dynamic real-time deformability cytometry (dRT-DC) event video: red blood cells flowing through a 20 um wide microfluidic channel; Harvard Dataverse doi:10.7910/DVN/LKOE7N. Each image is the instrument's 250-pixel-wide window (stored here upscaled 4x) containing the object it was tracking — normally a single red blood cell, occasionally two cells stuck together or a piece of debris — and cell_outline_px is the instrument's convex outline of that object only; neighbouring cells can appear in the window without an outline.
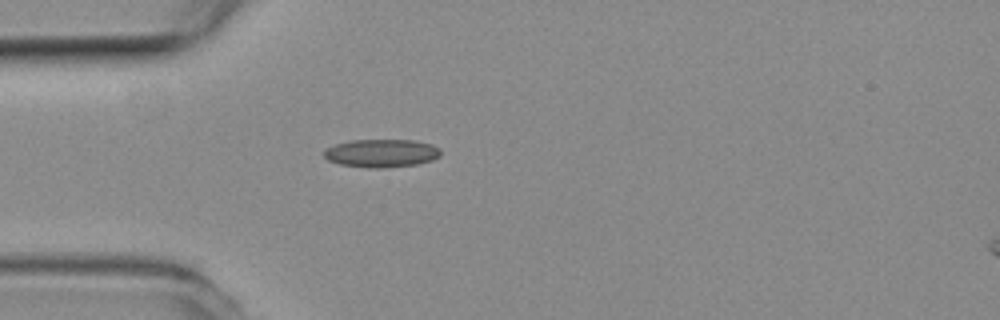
{"species": "common noctule bat (a hibernating species)", "species_latin": "Nyctalus noctula", "temperature_condition": "room temperature", "stored_images_in_passage": 34, "camera_frame_rate_fps": 3000, "um_per_image_px": 0.085, "animal": {"sex": "female", "body_mass_g": 19.3, "forearm_length_mm": 54.1}, "frame": {"image": 1, "passage_image": 1, "time_ms": 0.0, "image_size_px": [1000, 320], "cell_outline_px": [[440, 156], [432, 160], [416, 164], [384, 168], [368, 168], [340, 164], [328, 160], [324, 156], [324, 148], [336, 144], [352, 140], [412, 140], [432, 144], [440, 148]], "centroid_in_image_um": [32.42, 13.02], "position_along_channel_um": 52.6, "area_um2": 19.13}}
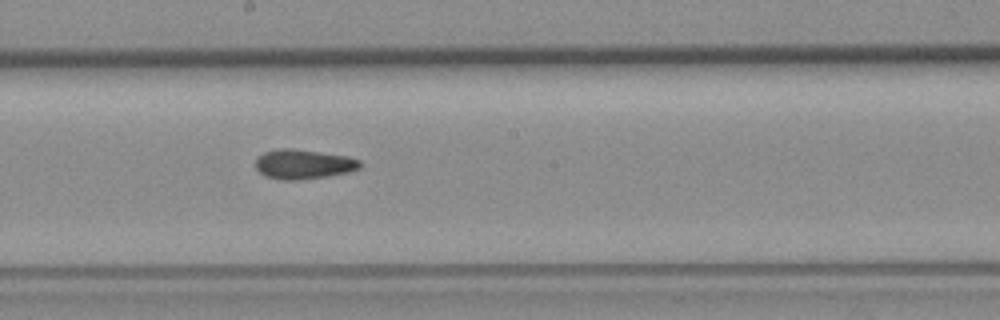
{"frame": {"image": 2, "passage_image": 15, "time_ms": 4.667, "image_size_px": [1000, 320], "cell_outline_px": [[360, 168], [348, 172], [328, 176], [296, 180], [284, 180], [264, 176], [256, 168], [256, 156], [264, 152], [280, 148], [292, 148], [348, 156], [360, 160]], "centroid_in_image_um": [25.77, 13.95], "position_along_channel_um": 222.4, "area_um2": 18.03}}
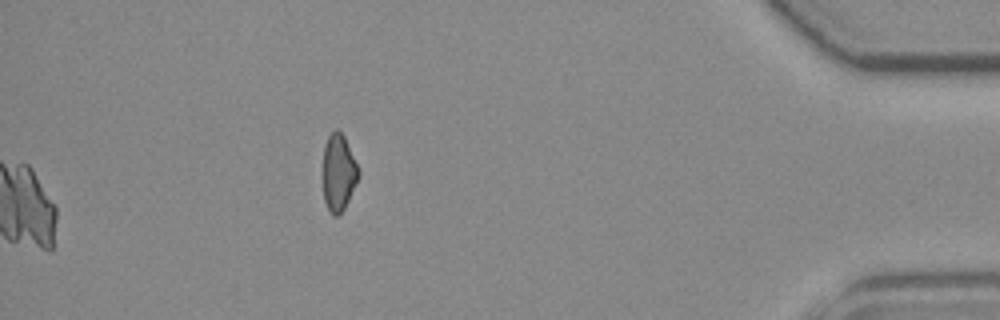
{"frame": {"image": 3, "passage_image": 34, "time_ms": 11.0, "image_size_px": [1000, 320], "cell_outline_px": [[360, 176], [344, 208], [336, 216], [332, 216], [324, 200], [320, 172], [324, 144], [328, 136], [336, 128], [344, 136], [360, 172]], "centroid_in_image_um": [28.72, 14.66], "position_along_channel_um": 406.5, "area_um2": 16.42}, "authors_computed_cell_mechanics": {"area_um2": 17.7157, "velocity_mm_per_s": 3.7925, "shape_relaxation_time_tau1_ms": null, "shape_relaxation_time_tau2_ms": 3.4642, "deformation_change_tau1": null, "deformation_change_tau2": 0.1042}}